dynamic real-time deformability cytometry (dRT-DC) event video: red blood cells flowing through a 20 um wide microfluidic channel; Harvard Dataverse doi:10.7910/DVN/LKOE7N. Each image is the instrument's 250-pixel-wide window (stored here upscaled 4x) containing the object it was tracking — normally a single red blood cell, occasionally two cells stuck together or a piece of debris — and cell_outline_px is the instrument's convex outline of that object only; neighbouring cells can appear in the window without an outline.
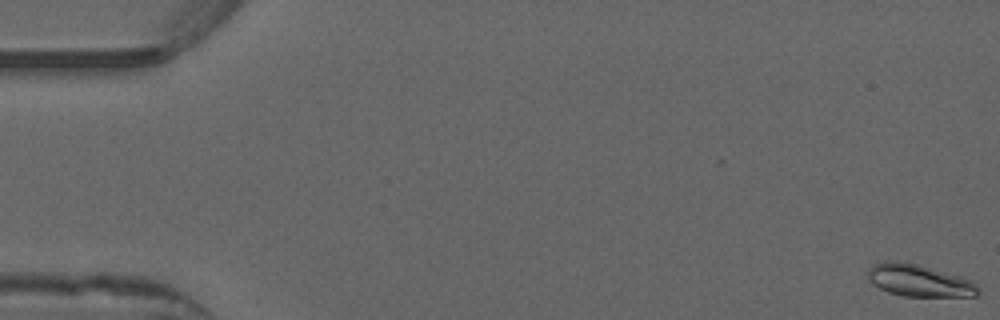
{"species": "common noctule bat (a hibernating species)", "species_latin": "Nyctalus noctula", "temperature_condition": "warm", "stored_images_in_passage": 23, "camera_frame_rate_fps": 3000, "um_per_image_px": 0.085, "animal": {"sex": "male", "forearm_length_mm": 52.5}, "frame": {"image": 1, "passage_image": 1, "time_ms": 0.0, "image_size_px": [1000, 320], "cell_outline_px": [[980, 292], [976, 296], [904, 296], [888, 292], [872, 284], [868, 280], [868, 268], [872, 264], [884, 260], [900, 260], [916, 264], [960, 276], [972, 280], [980, 288]], "centroid_in_image_um": [78.1, 23.83], "position_along_channel_um": 6.9, "area_um2": 20.81}}
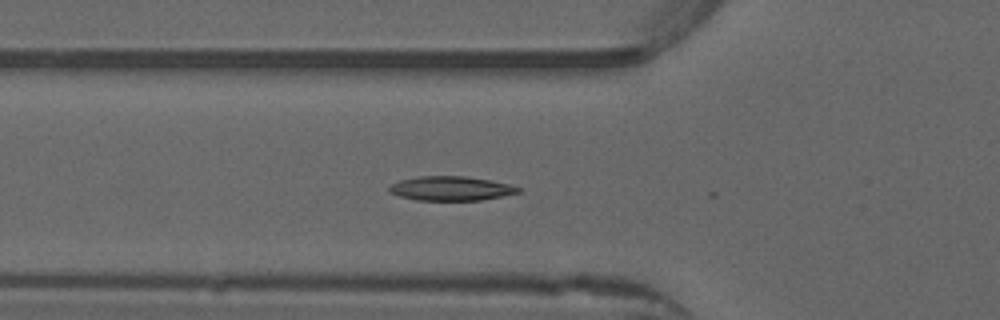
{"frame": {"image": 2, "passage_image": 19, "time_ms": 6.0, "image_size_px": [1000, 320], "cell_outline_px": [[520, 192], [504, 196], [480, 200], [416, 200], [400, 196], [388, 192], [388, 188], [392, 184], [400, 180], [420, 176], [464, 176], [488, 180], [508, 184], [520, 188]], "centroid_in_image_um": [38.31, 16.02], "position_along_channel_um": 87.5, "area_um2": 18.09}}
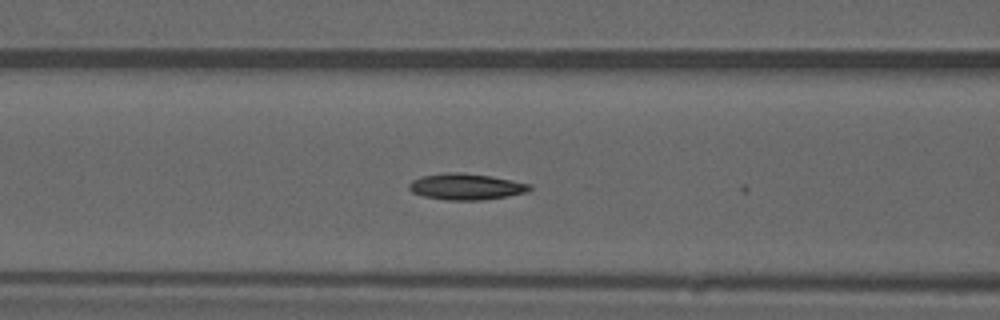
{"frame": {"image": 3, "passage_image": 22, "time_ms": 7.0, "image_size_px": [1000, 320], "cell_outline_px": [[532, 188], [528, 192], [480, 200], [448, 200], [424, 196], [412, 192], [408, 188], [408, 184], [412, 180], [420, 176], [444, 172], [460, 172], [492, 176], [532, 184]], "centroid_in_image_um": [39.6, 15.85], "position_along_channel_um": 127.0, "area_um2": 18.5}}